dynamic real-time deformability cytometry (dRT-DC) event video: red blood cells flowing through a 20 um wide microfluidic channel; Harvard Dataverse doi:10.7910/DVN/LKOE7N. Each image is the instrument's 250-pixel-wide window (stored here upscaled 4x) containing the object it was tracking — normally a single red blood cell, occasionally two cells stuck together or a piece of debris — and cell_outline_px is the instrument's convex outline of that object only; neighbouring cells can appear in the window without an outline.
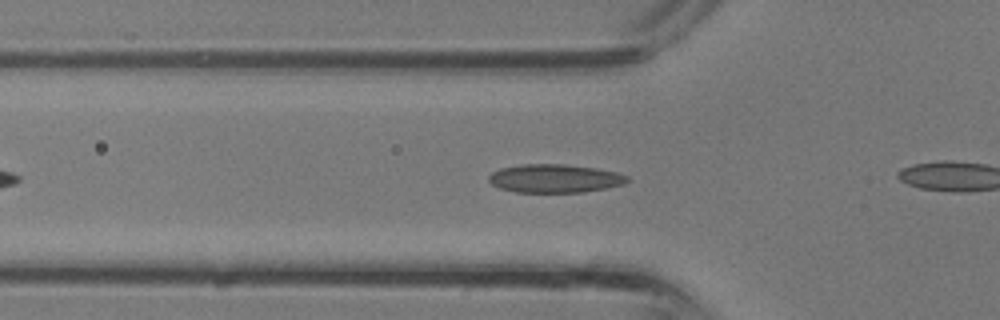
{"species": "common noctule bat (a hibernating species)", "species_latin": "Nyctalus noctula", "temperature_condition": "room temperature", "stored_images_in_passage": 23, "camera_frame_rate_fps": 3000, "um_per_image_px": 0.085, "animal": {"sex": "male", "body_mass_g": 13.3}, "frame": {"image": 1, "passage_image": 7, "time_ms": 2.0, "image_size_px": [1000, 320], "cell_outline_px": [[628, 180], [624, 184], [584, 192], [516, 192], [500, 188], [492, 184], [488, 180], [488, 176], [492, 172], [500, 168], [520, 164], [564, 164], [596, 168], [616, 172], [628, 176]], "centroid_in_image_um": [47.13, 15.16], "position_along_channel_um": 78.7, "area_um2": 22.89}}
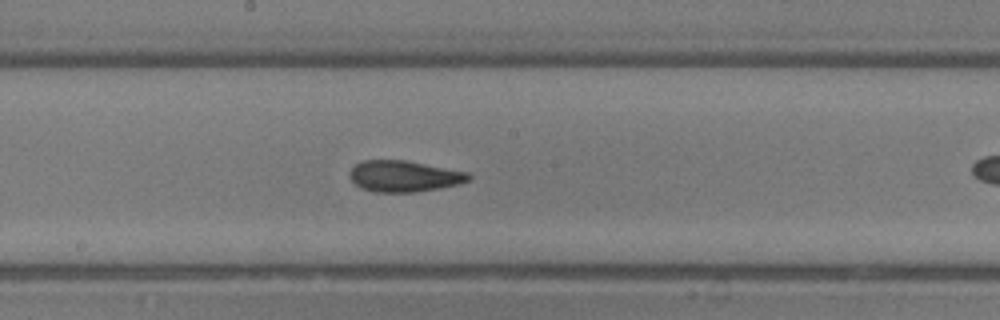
{"frame": {"image": 2, "passage_image": 14, "time_ms": 4.333, "image_size_px": [1000, 320], "cell_outline_px": [[472, 180], [460, 184], [440, 188], [416, 192], [376, 192], [360, 188], [348, 176], [348, 172], [356, 164], [364, 160], [404, 160], [468, 172], [472, 176]], "centroid_in_image_um": [34.36, 14.98], "position_along_channel_um": 213.8, "area_um2": 21.73}}
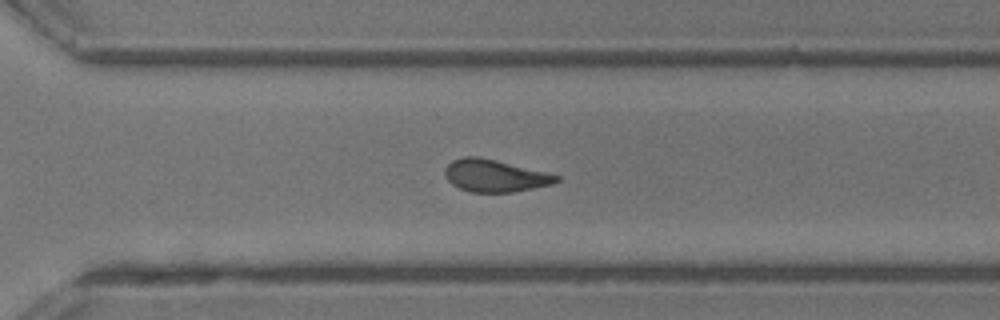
{"frame": {"image": 3, "passage_image": 20, "time_ms": 6.333, "image_size_px": [1000, 320], "cell_outline_px": [[560, 180], [552, 184], [512, 192], [472, 192], [460, 188], [452, 184], [448, 180], [444, 172], [444, 168], [452, 160], [464, 156], [476, 156], [496, 160], [560, 176]], "centroid_in_image_um": [42.03, 14.93], "position_along_channel_um": 328.6, "area_um2": 20.69}}